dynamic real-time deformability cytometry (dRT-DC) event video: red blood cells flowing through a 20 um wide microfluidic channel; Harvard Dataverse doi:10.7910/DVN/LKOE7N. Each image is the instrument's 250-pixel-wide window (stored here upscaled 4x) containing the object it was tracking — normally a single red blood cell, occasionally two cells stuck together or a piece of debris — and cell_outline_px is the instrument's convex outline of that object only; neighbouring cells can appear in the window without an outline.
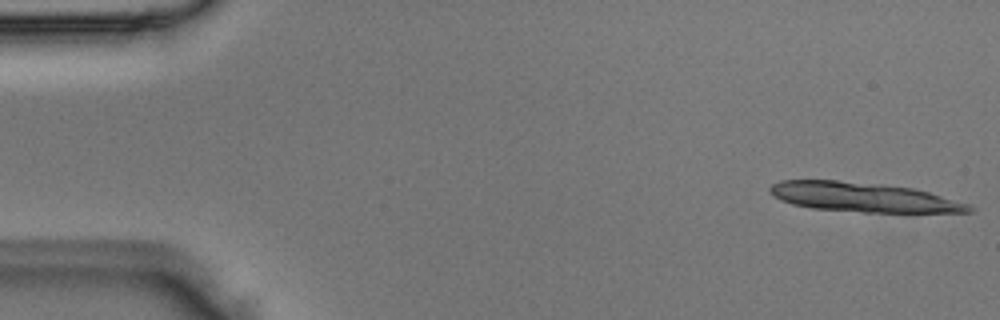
{"species": "Egyptian fruit bat (a non-hibernating species)", "species_latin": "Rousettus aegyptiacus", "temperature_condition": "room temperature", "stored_images_in_passage": 6, "segment_of_instrument_passage": [1, 2], "camera_frame_rate_fps": 3000, "um_per_image_px": 0.085, "animal": {"sex": "male"}, "frame": {"image": 1, "passage_image": 1, "time_ms": 0.0, "image_size_px": [1000, 320], "cell_outline_px": [[976, 208], [972, 212], [864, 212], [812, 208], [792, 204], [780, 200], [772, 196], [768, 192], [768, 188], [772, 184], [780, 180], [836, 180], [884, 184], [912, 188], [928, 192], [968, 204]], "centroid_in_image_um": [73.32, 16.75], "position_along_channel_um": 11.7, "area_um2": 34.16}}